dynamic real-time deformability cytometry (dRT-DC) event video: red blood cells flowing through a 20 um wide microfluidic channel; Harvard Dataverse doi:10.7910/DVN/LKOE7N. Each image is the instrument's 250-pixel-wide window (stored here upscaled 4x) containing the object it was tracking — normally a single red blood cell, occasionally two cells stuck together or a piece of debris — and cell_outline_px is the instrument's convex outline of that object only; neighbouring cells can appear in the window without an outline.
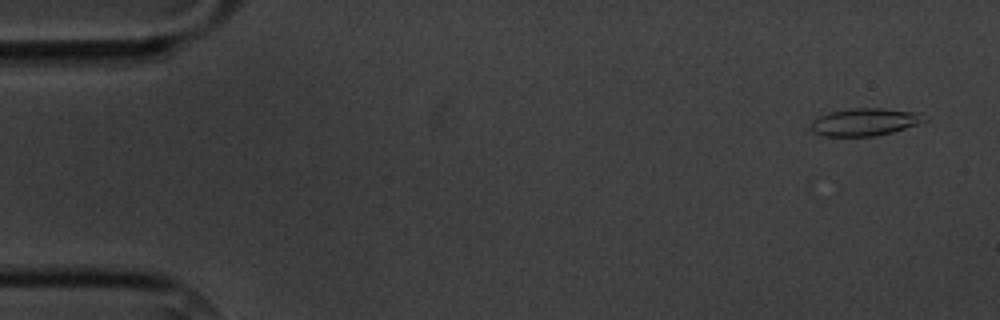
{"species": "common noctule bat (a hibernating species)", "species_latin": "Nyctalus noctula", "temperature_condition": "cold", "stored_images_in_passage": 5, "camera_frame_rate_fps": 3000, "um_per_image_px": 0.085, "animal": {"sex": "male", "body_mass_g": 20.1, "forearm_length_mm": 53.5}, "frame": {"image": 1, "passage_image": 1, "time_ms": 0.0, "image_size_px": [1000, 320], "cell_outline_px": [[928, 120], [892, 132], [876, 136], [824, 136], [816, 132], [812, 128], [812, 120], [820, 116], [832, 112], [852, 108], [884, 108], [912, 112], [928, 116]], "centroid_in_image_um": [73.54, 10.37], "position_along_channel_um": 11.5, "area_um2": 17.86}}